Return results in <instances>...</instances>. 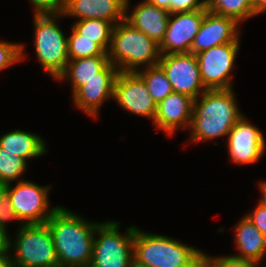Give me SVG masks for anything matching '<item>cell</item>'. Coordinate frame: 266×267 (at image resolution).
Returning <instances> with one entry per match:
<instances>
[{"instance_id":"cell-1","label":"cell","mask_w":266,"mask_h":267,"mask_svg":"<svg viewBox=\"0 0 266 267\" xmlns=\"http://www.w3.org/2000/svg\"><path fill=\"white\" fill-rule=\"evenodd\" d=\"M58 257L59 267H89L94 232L98 223L89 222L59 206L47 220Z\"/></svg>"},{"instance_id":"cell-2","label":"cell","mask_w":266,"mask_h":267,"mask_svg":"<svg viewBox=\"0 0 266 267\" xmlns=\"http://www.w3.org/2000/svg\"><path fill=\"white\" fill-rule=\"evenodd\" d=\"M238 109L233 89L206 90L193 102L190 141L198 143L228 137L243 116Z\"/></svg>"},{"instance_id":"cell-3","label":"cell","mask_w":266,"mask_h":267,"mask_svg":"<svg viewBox=\"0 0 266 267\" xmlns=\"http://www.w3.org/2000/svg\"><path fill=\"white\" fill-rule=\"evenodd\" d=\"M134 261L145 267H201L202 251L178 239L141 231L135 226Z\"/></svg>"},{"instance_id":"cell-4","label":"cell","mask_w":266,"mask_h":267,"mask_svg":"<svg viewBox=\"0 0 266 267\" xmlns=\"http://www.w3.org/2000/svg\"><path fill=\"white\" fill-rule=\"evenodd\" d=\"M108 58L119 72H137L143 65H158L159 45L123 20L114 25Z\"/></svg>"},{"instance_id":"cell-5","label":"cell","mask_w":266,"mask_h":267,"mask_svg":"<svg viewBox=\"0 0 266 267\" xmlns=\"http://www.w3.org/2000/svg\"><path fill=\"white\" fill-rule=\"evenodd\" d=\"M10 239L9 251L14 257L11 255L14 267H59L47 223L20 225L14 242Z\"/></svg>"},{"instance_id":"cell-6","label":"cell","mask_w":266,"mask_h":267,"mask_svg":"<svg viewBox=\"0 0 266 267\" xmlns=\"http://www.w3.org/2000/svg\"><path fill=\"white\" fill-rule=\"evenodd\" d=\"M62 14L34 16V47L43 70L53 80L65 71L68 57V37L56 23Z\"/></svg>"},{"instance_id":"cell-7","label":"cell","mask_w":266,"mask_h":267,"mask_svg":"<svg viewBox=\"0 0 266 267\" xmlns=\"http://www.w3.org/2000/svg\"><path fill=\"white\" fill-rule=\"evenodd\" d=\"M119 226L117 221L111 220L97 225L89 267H130L134 261L135 226L127 228L124 235L120 233Z\"/></svg>"},{"instance_id":"cell-8","label":"cell","mask_w":266,"mask_h":267,"mask_svg":"<svg viewBox=\"0 0 266 267\" xmlns=\"http://www.w3.org/2000/svg\"><path fill=\"white\" fill-rule=\"evenodd\" d=\"M51 186H40L32 181H17L13 187L6 185L10 203L14 208L20 225L46 223L59 206L49 207V191Z\"/></svg>"},{"instance_id":"cell-9","label":"cell","mask_w":266,"mask_h":267,"mask_svg":"<svg viewBox=\"0 0 266 267\" xmlns=\"http://www.w3.org/2000/svg\"><path fill=\"white\" fill-rule=\"evenodd\" d=\"M240 38L196 54L202 82L207 90L232 89V70L239 52Z\"/></svg>"},{"instance_id":"cell-10","label":"cell","mask_w":266,"mask_h":267,"mask_svg":"<svg viewBox=\"0 0 266 267\" xmlns=\"http://www.w3.org/2000/svg\"><path fill=\"white\" fill-rule=\"evenodd\" d=\"M158 64L165 71L174 92L188 95L195 100L207 90L202 82L195 54L188 52L160 55Z\"/></svg>"},{"instance_id":"cell-11","label":"cell","mask_w":266,"mask_h":267,"mask_svg":"<svg viewBox=\"0 0 266 267\" xmlns=\"http://www.w3.org/2000/svg\"><path fill=\"white\" fill-rule=\"evenodd\" d=\"M113 99L129 113L151 118L154 122L157 104L137 72H119L114 85Z\"/></svg>"},{"instance_id":"cell-12","label":"cell","mask_w":266,"mask_h":267,"mask_svg":"<svg viewBox=\"0 0 266 267\" xmlns=\"http://www.w3.org/2000/svg\"><path fill=\"white\" fill-rule=\"evenodd\" d=\"M206 11L205 7L190 12L170 13L167 31L159 45L160 55L190 52Z\"/></svg>"},{"instance_id":"cell-13","label":"cell","mask_w":266,"mask_h":267,"mask_svg":"<svg viewBox=\"0 0 266 267\" xmlns=\"http://www.w3.org/2000/svg\"><path fill=\"white\" fill-rule=\"evenodd\" d=\"M243 115L231 128L227 137L228 155L235 164L258 162L266 148L263 133Z\"/></svg>"},{"instance_id":"cell-14","label":"cell","mask_w":266,"mask_h":267,"mask_svg":"<svg viewBox=\"0 0 266 267\" xmlns=\"http://www.w3.org/2000/svg\"><path fill=\"white\" fill-rule=\"evenodd\" d=\"M238 25L240 24L233 18L207 10L190 52L196 55L218 45L236 42L240 38Z\"/></svg>"},{"instance_id":"cell-15","label":"cell","mask_w":266,"mask_h":267,"mask_svg":"<svg viewBox=\"0 0 266 267\" xmlns=\"http://www.w3.org/2000/svg\"><path fill=\"white\" fill-rule=\"evenodd\" d=\"M194 99L182 93L173 92L157 104L154 119L155 129L172 136L178 128H189L193 113Z\"/></svg>"},{"instance_id":"cell-16","label":"cell","mask_w":266,"mask_h":267,"mask_svg":"<svg viewBox=\"0 0 266 267\" xmlns=\"http://www.w3.org/2000/svg\"><path fill=\"white\" fill-rule=\"evenodd\" d=\"M119 70L109 62L108 56H93L69 60L65 71L57 80L68 79L72 95L92 79H116Z\"/></svg>"},{"instance_id":"cell-17","label":"cell","mask_w":266,"mask_h":267,"mask_svg":"<svg viewBox=\"0 0 266 267\" xmlns=\"http://www.w3.org/2000/svg\"><path fill=\"white\" fill-rule=\"evenodd\" d=\"M126 0H64L62 16L102 19L114 25L125 20Z\"/></svg>"},{"instance_id":"cell-18","label":"cell","mask_w":266,"mask_h":267,"mask_svg":"<svg viewBox=\"0 0 266 267\" xmlns=\"http://www.w3.org/2000/svg\"><path fill=\"white\" fill-rule=\"evenodd\" d=\"M129 0H126L125 20L160 45L167 31L170 12L143 0L127 15Z\"/></svg>"},{"instance_id":"cell-19","label":"cell","mask_w":266,"mask_h":267,"mask_svg":"<svg viewBox=\"0 0 266 267\" xmlns=\"http://www.w3.org/2000/svg\"><path fill=\"white\" fill-rule=\"evenodd\" d=\"M234 243L239 254L233 256L244 260L261 262L266 254V237L245 215L234 230Z\"/></svg>"},{"instance_id":"cell-20","label":"cell","mask_w":266,"mask_h":267,"mask_svg":"<svg viewBox=\"0 0 266 267\" xmlns=\"http://www.w3.org/2000/svg\"><path fill=\"white\" fill-rule=\"evenodd\" d=\"M116 79H92L81 86L73 95L75 106L92 118H96L101 105L113 99Z\"/></svg>"},{"instance_id":"cell-21","label":"cell","mask_w":266,"mask_h":267,"mask_svg":"<svg viewBox=\"0 0 266 267\" xmlns=\"http://www.w3.org/2000/svg\"><path fill=\"white\" fill-rule=\"evenodd\" d=\"M0 147L21 157L28 163L33 159L47 153L46 144L39 135L15 129L0 136Z\"/></svg>"},{"instance_id":"cell-22","label":"cell","mask_w":266,"mask_h":267,"mask_svg":"<svg viewBox=\"0 0 266 267\" xmlns=\"http://www.w3.org/2000/svg\"><path fill=\"white\" fill-rule=\"evenodd\" d=\"M71 27L84 38L97 43L108 53L114 24L102 19H85L75 21Z\"/></svg>"},{"instance_id":"cell-23","label":"cell","mask_w":266,"mask_h":267,"mask_svg":"<svg viewBox=\"0 0 266 267\" xmlns=\"http://www.w3.org/2000/svg\"><path fill=\"white\" fill-rule=\"evenodd\" d=\"M208 11L235 19L239 24L256 16L252 0H205Z\"/></svg>"},{"instance_id":"cell-24","label":"cell","mask_w":266,"mask_h":267,"mask_svg":"<svg viewBox=\"0 0 266 267\" xmlns=\"http://www.w3.org/2000/svg\"><path fill=\"white\" fill-rule=\"evenodd\" d=\"M137 73L143 78L149 94L156 104H159L166 96L174 92L165 71L159 64L145 67L144 70H138Z\"/></svg>"},{"instance_id":"cell-25","label":"cell","mask_w":266,"mask_h":267,"mask_svg":"<svg viewBox=\"0 0 266 267\" xmlns=\"http://www.w3.org/2000/svg\"><path fill=\"white\" fill-rule=\"evenodd\" d=\"M28 163L21 157L0 147V180L5 184H11L12 181H22L20 179Z\"/></svg>"},{"instance_id":"cell-26","label":"cell","mask_w":266,"mask_h":267,"mask_svg":"<svg viewBox=\"0 0 266 267\" xmlns=\"http://www.w3.org/2000/svg\"><path fill=\"white\" fill-rule=\"evenodd\" d=\"M72 34L68 36L69 60L87 58L93 56H108L97 43L78 34L73 28Z\"/></svg>"},{"instance_id":"cell-27","label":"cell","mask_w":266,"mask_h":267,"mask_svg":"<svg viewBox=\"0 0 266 267\" xmlns=\"http://www.w3.org/2000/svg\"><path fill=\"white\" fill-rule=\"evenodd\" d=\"M23 47V43L0 41V71L25 59L26 55H24Z\"/></svg>"},{"instance_id":"cell-28","label":"cell","mask_w":266,"mask_h":267,"mask_svg":"<svg viewBox=\"0 0 266 267\" xmlns=\"http://www.w3.org/2000/svg\"><path fill=\"white\" fill-rule=\"evenodd\" d=\"M259 262L244 260L233 255L212 257L202 252L201 267H258Z\"/></svg>"},{"instance_id":"cell-29","label":"cell","mask_w":266,"mask_h":267,"mask_svg":"<svg viewBox=\"0 0 266 267\" xmlns=\"http://www.w3.org/2000/svg\"><path fill=\"white\" fill-rule=\"evenodd\" d=\"M35 7L34 16L59 15L63 13L64 0H29Z\"/></svg>"},{"instance_id":"cell-30","label":"cell","mask_w":266,"mask_h":267,"mask_svg":"<svg viewBox=\"0 0 266 267\" xmlns=\"http://www.w3.org/2000/svg\"><path fill=\"white\" fill-rule=\"evenodd\" d=\"M20 221L8 196V192L5 190L0 194V228L7 232V222Z\"/></svg>"},{"instance_id":"cell-31","label":"cell","mask_w":266,"mask_h":267,"mask_svg":"<svg viewBox=\"0 0 266 267\" xmlns=\"http://www.w3.org/2000/svg\"><path fill=\"white\" fill-rule=\"evenodd\" d=\"M206 7L205 0H171V13L190 12Z\"/></svg>"},{"instance_id":"cell-32","label":"cell","mask_w":266,"mask_h":267,"mask_svg":"<svg viewBox=\"0 0 266 267\" xmlns=\"http://www.w3.org/2000/svg\"><path fill=\"white\" fill-rule=\"evenodd\" d=\"M246 216L258 228V230L266 237V206L258 202L257 207Z\"/></svg>"},{"instance_id":"cell-33","label":"cell","mask_w":266,"mask_h":267,"mask_svg":"<svg viewBox=\"0 0 266 267\" xmlns=\"http://www.w3.org/2000/svg\"><path fill=\"white\" fill-rule=\"evenodd\" d=\"M10 236L8 232L0 228V255L9 254Z\"/></svg>"},{"instance_id":"cell-34","label":"cell","mask_w":266,"mask_h":267,"mask_svg":"<svg viewBox=\"0 0 266 267\" xmlns=\"http://www.w3.org/2000/svg\"><path fill=\"white\" fill-rule=\"evenodd\" d=\"M252 5L256 15L266 11V0H252Z\"/></svg>"},{"instance_id":"cell-35","label":"cell","mask_w":266,"mask_h":267,"mask_svg":"<svg viewBox=\"0 0 266 267\" xmlns=\"http://www.w3.org/2000/svg\"><path fill=\"white\" fill-rule=\"evenodd\" d=\"M152 5L164 8L171 13V0H148Z\"/></svg>"},{"instance_id":"cell-36","label":"cell","mask_w":266,"mask_h":267,"mask_svg":"<svg viewBox=\"0 0 266 267\" xmlns=\"http://www.w3.org/2000/svg\"><path fill=\"white\" fill-rule=\"evenodd\" d=\"M0 267H14L10 253L0 255Z\"/></svg>"},{"instance_id":"cell-37","label":"cell","mask_w":266,"mask_h":267,"mask_svg":"<svg viewBox=\"0 0 266 267\" xmlns=\"http://www.w3.org/2000/svg\"><path fill=\"white\" fill-rule=\"evenodd\" d=\"M258 189H260L259 191L261 192L262 196H261V199H260V203L262 205H265L266 206V181H260L259 184H258Z\"/></svg>"},{"instance_id":"cell-38","label":"cell","mask_w":266,"mask_h":267,"mask_svg":"<svg viewBox=\"0 0 266 267\" xmlns=\"http://www.w3.org/2000/svg\"><path fill=\"white\" fill-rule=\"evenodd\" d=\"M6 185L0 180V194L5 191Z\"/></svg>"},{"instance_id":"cell-39","label":"cell","mask_w":266,"mask_h":267,"mask_svg":"<svg viewBox=\"0 0 266 267\" xmlns=\"http://www.w3.org/2000/svg\"><path fill=\"white\" fill-rule=\"evenodd\" d=\"M130 267H145V266L139 265V264H137L135 261H133V262L131 263Z\"/></svg>"}]
</instances>
